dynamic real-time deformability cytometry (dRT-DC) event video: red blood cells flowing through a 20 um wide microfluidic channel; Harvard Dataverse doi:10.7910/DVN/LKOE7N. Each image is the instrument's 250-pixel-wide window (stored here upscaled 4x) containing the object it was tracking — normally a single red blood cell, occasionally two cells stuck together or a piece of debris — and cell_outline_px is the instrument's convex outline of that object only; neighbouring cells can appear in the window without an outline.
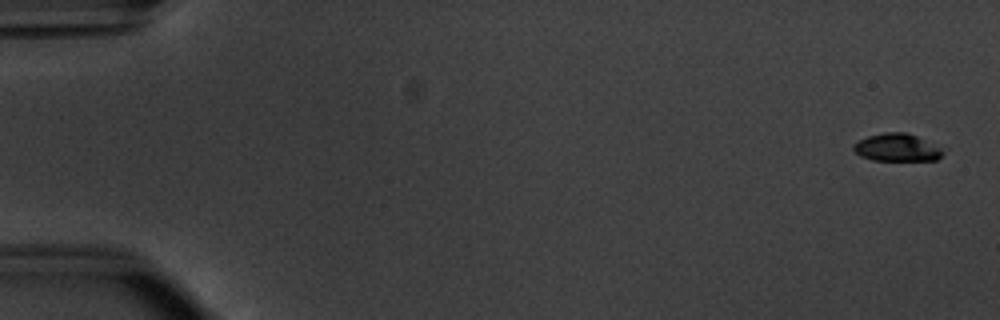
{"species": "common noctule bat (a hibernating species)", "species_latin": "Nyctalus noctula", "temperature_condition": "warm", "stored_images_in_passage": 54, "camera_frame_rate_fps": 3000, "um_per_image_px": 0.085, "animal": {"sex": "male", "body_mass_g": 20.1, "forearm_length_mm": 53.5}, "frame": {"image": 1, "passage_image": 2, "time_ms": 0.333, "image_size_px": [1000, 320], "cell_outline_px": [[948, 148], [936, 160], [872, 160], [860, 156], [852, 148], [860, 140], [868, 136], [884, 132], [904, 132], [916, 136]], "centroid_in_image_um": [76.33, 12.54], "position_along_channel_um": 8.7, "area_um2": 14.51}}
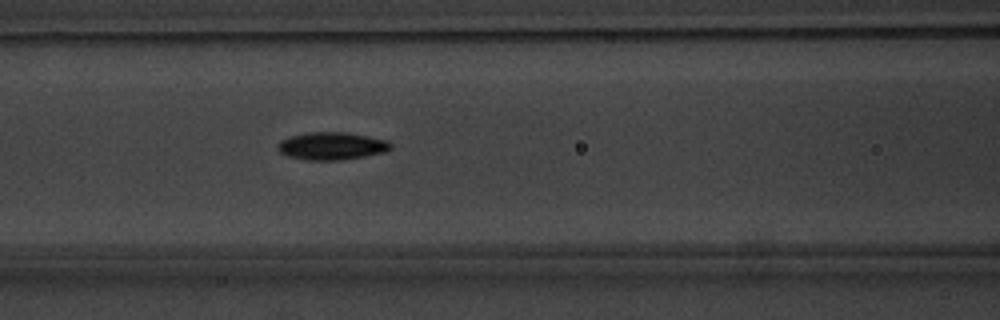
{"frame": {"image": 2, "passage_image": 24, "time_ms": 7.667, "image_size_px": [1000, 320], "cell_outline_px": [[392, 148], [388, 152], [340, 160], [308, 160], [288, 156], [280, 152], [276, 148], [276, 144], [280, 140], [292, 136], [308, 132], [348, 132], [388, 140], [392, 144]], "centroid_in_image_um": [28.22, 12.4], "position_along_channel_um": 138.4, "area_um2": 18.38}}
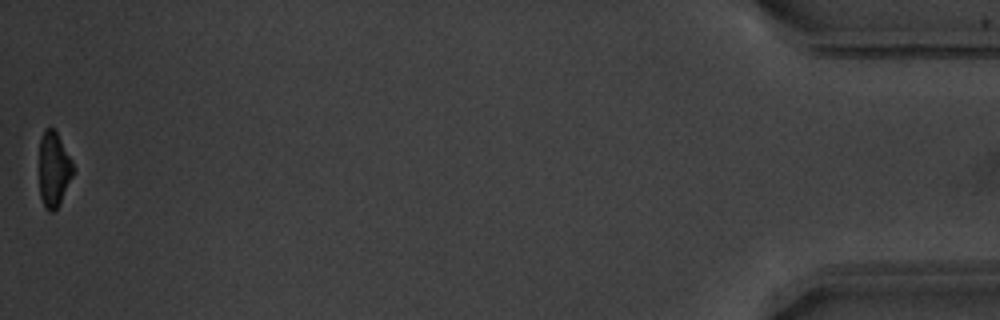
{"frame": {"image": 3, "passage_image": 54, "time_ms": 17.667, "image_size_px": [1000, 320], "cell_outline_px": [[76, 168], [60, 204], [52, 212], [48, 212], [44, 208], [40, 196], [40, 140], [44, 128], [52, 128], [56, 132], [72, 160]], "centroid_in_image_um": [4.59, 14.43], "position_along_channel_um": 430.6, "area_um2": 14.91}, "authors_computed_cell_mechanics": {"area_um2": 16.7331, "velocity_mm_per_s": 3.8297, "shape_relaxation_time_tau1_ms": 1.9824, "shape_relaxation_time_tau2_ms": 2.733, "deformation_change_tau1": 0.1285, "deformation_change_tau2": 0.0766}}